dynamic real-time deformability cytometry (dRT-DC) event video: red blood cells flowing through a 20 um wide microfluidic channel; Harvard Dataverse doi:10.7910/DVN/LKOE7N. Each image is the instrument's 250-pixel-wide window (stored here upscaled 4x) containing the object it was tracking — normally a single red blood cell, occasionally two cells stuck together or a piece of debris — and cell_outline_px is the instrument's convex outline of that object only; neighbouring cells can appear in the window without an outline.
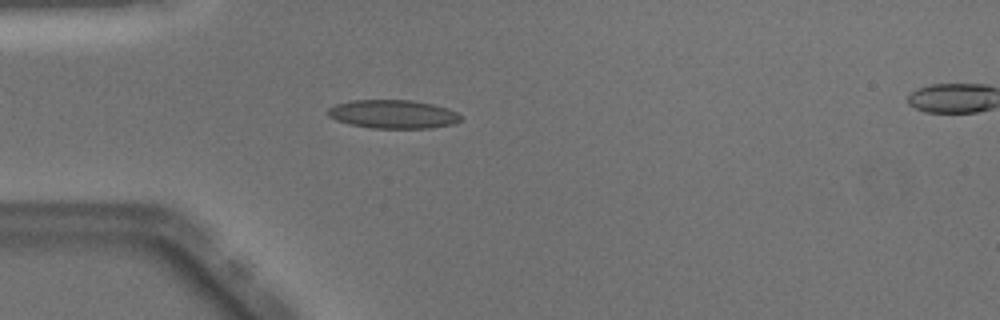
{"species": "Egyptian fruit bat (a non-hibernating species)", "species_latin": "Rousettus aegyptiacus", "temperature_condition": "warm", "stored_images_in_passage": 48, "camera_frame_rate_fps": 3000, "um_per_image_px": 0.085, "animal": {"sex": "male"}, "frame": {"image": 1, "passage_image": 13, "time_ms": 4.0, "image_size_px": [1000, 320], "cell_outline_px": [[464, 116], [460, 120], [452, 124], [432, 128], [372, 128], [352, 124], [336, 120], [328, 116], [328, 108], [336, 104], [352, 100], [412, 100], [432, 104], [448, 108]], "centroid_in_image_um": [33.43, 9.7], "position_along_channel_um": 51.6, "area_um2": 22.08}}
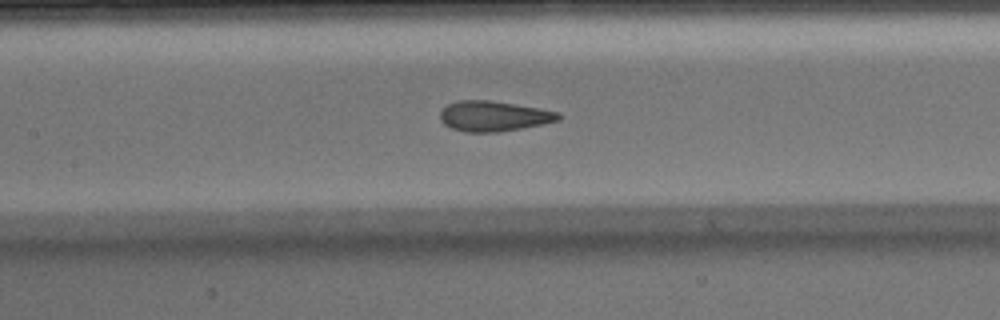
{"frame": {"image": 2, "passage_image": 22, "time_ms": 7.0, "image_size_px": [1000, 320], "cell_outline_px": [[560, 120], [500, 132], [464, 132], [452, 128], [444, 124], [440, 120], [440, 112], [448, 104], [456, 100], [488, 100], [516, 104], [540, 108], [560, 112]], "centroid_in_image_um": [41.95, 9.86], "position_along_channel_um": 165.5, "area_um2": 20.87}}
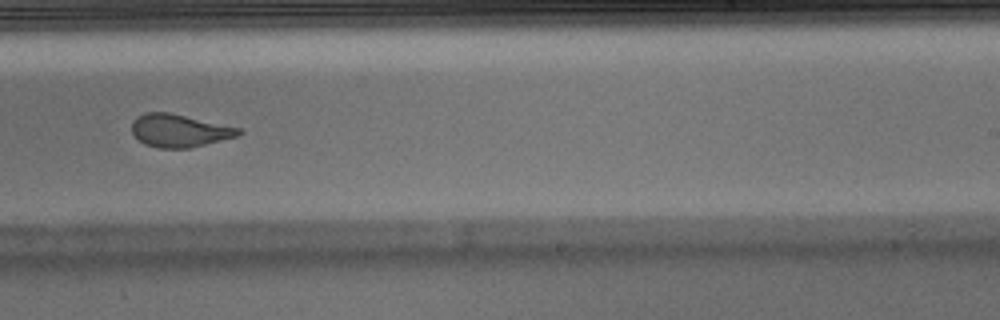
{"frame": {"image": 3, "passage_image": 30, "time_ms": 9.667, "image_size_px": [1000, 320], "cell_outline_px": [[244, 132], [236, 136], [188, 148], [160, 148], [144, 144], [132, 132], [132, 124], [136, 116], [144, 112], [168, 112], [240, 128]], "centroid_in_image_um": [15.21, 11.09], "position_along_channel_um": 273.8, "area_um2": 20.11}, "authors_computed_cell_mechanics": {"area_um2": 21.0681, "velocity_mm_per_s": 4.0749, "shape_relaxation_time_tau1_ms": 5.6459, "shape_relaxation_time_tau2_ms": 0.8524, "deformation_change_tau1": 0.2158, "deformation_change_tau2": 0.0938}}